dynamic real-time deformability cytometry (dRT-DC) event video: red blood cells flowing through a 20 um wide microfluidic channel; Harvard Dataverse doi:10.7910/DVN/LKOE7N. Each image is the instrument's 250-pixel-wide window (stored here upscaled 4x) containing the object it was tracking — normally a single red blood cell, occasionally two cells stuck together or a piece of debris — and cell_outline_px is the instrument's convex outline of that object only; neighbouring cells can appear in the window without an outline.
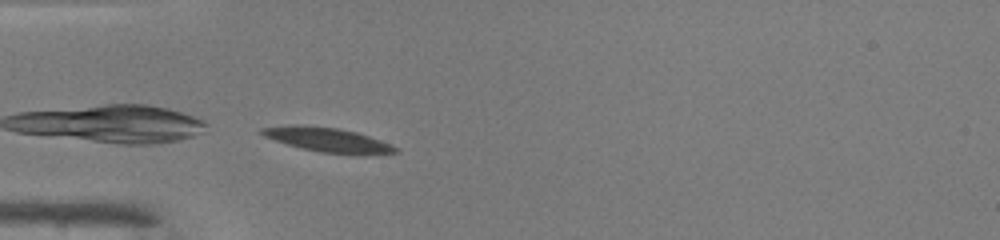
{"species": "common noctule bat (a hibernating species)", "species_latin": "Nyctalus noctula", "temperature_condition": "warm", "stored_images_in_passage": 29, "camera_frame_rate_fps": 3000, "um_per_image_px": 0.085, "animal": {"sex": "male", "body_mass_g": 19.0, "forearm_length_mm": 50.8}, "frame": {"image": 1, "passage_image": 1, "time_ms": 0.0, "image_size_px": [1000, 240], "cell_outline_px": [[400, 152], [320, 152], [288, 144], [264, 136], [260, 132], [260, 128], [292, 124], [336, 128], [356, 132], [380, 140], [396, 148]], "centroid_in_image_um": [27.71, 11.83], "position_along_channel_um": 57.3, "area_um2": 17.69}}
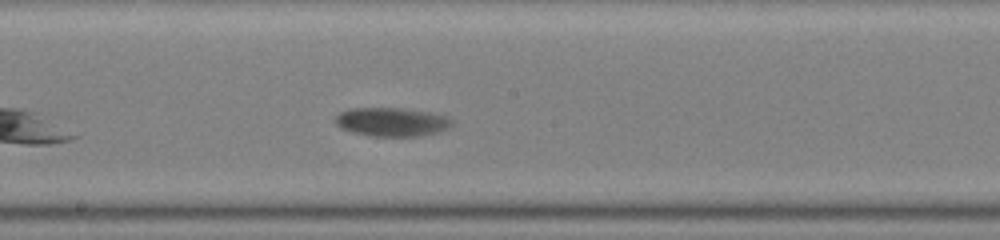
{"frame": {"image": 2, "passage_image": 14, "time_ms": 4.333, "image_size_px": [1000, 240], "cell_outline_px": [[452, 124], [448, 128], [436, 132], [420, 136], [376, 136], [352, 132], [336, 124], [336, 116], [340, 112], [348, 108], [404, 108], [428, 112], [448, 116], [452, 120]], "centroid_in_image_um": [33.32, 10.35], "position_along_channel_um": 214.9, "area_um2": 19.36}}
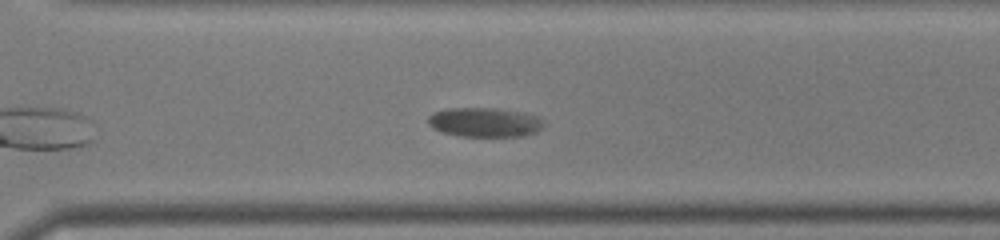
{"frame": {"image": 3, "passage_image": 23, "time_ms": 7.333, "image_size_px": [1000, 240], "cell_outline_px": [[544, 128], [536, 132], [524, 136], [460, 136], [444, 132], [432, 128], [428, 124], [428, 116], [436, 112], [448, 108], [492, 108], [540, 116], [544, 120]], "centroid_in_image_um": [41.23, 10.4], "position_along_channel_um": 329.4, "area_um2": 19.71}, "authors_computed_cell_mechanics": {"area_um2": 19.0162, "velocity_mm_per_s": 3.8017, "shape_relaxation_time_tau1_ms": 2.5653, "shape_relaxation_time_tau2_ms": null, "deformation_change_tau1": 0.1048, "deformation_change_tau2": null}}